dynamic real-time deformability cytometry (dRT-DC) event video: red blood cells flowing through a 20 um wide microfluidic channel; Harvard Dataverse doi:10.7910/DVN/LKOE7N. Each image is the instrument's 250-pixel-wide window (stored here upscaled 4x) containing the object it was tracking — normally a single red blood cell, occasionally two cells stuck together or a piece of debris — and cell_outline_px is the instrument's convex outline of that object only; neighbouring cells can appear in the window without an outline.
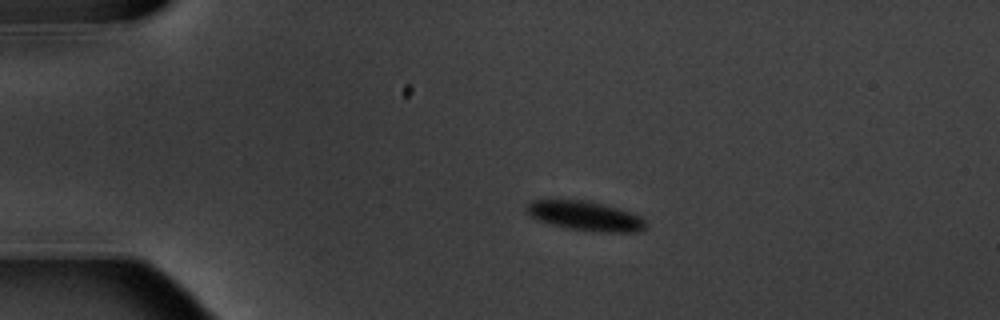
{"species": "common noctule bat (a hibernating species)", "species_latin": "Nyctalus noctula", "temperature_condition": "warm", "stored_images_in_passage": 2, "camera_frame_rate_fps": 3000, "um_per_image_px": 0.085, "animal": {"sex": "male", "body_mass_g": 20.1, "forearm_length_mm": 53.5}, "frame": {"image": 1, "passage_image": 1, "time_ms": 0.0, "image_size_px": [1000, 320], "cell_outline_px": [[648, 224], [640, 232], [596, 232], [568, 228], [536, 220], [528, 212], [528, 204], [532, 200], [544, 196], [588, 200], [616, 208], [640, 216]], "centroid_in_image_um": [49.68, 18.31], "position_along_channel_um": 35.3, "area_um2": 21.04}}